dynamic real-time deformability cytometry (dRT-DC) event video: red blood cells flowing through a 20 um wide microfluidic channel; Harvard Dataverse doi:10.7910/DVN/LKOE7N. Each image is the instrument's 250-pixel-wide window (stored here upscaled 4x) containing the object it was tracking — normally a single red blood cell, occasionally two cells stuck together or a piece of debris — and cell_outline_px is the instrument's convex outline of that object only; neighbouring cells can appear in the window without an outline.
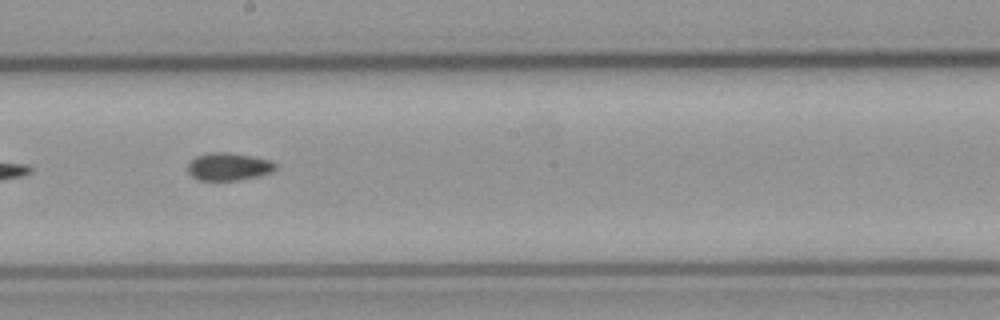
{"species": "common noctule bat (a hibernating species)", "species_latin": "Nyctalus noctula", "temperature_condition": "cold", "stored_images_in_passage": 14, "segment_of_instrument_passage": [2, 2], "camera_frame_rate_fps": 3000, "um_per_image_px": 0.085, "animal": {"sex": "male", "body_mass_g": 23.1, "forearm_length_mm": 52.7}, "frame": {"image": 1, "passage_image": 8, "time_ms": 9.333, "image_size_px": [1000, 320], "cell_outline_px": [[276, 168], [272, 172], [260, 176], [240, 180], [200, 180], [192, 176], [188, 172], [188, 164], [196, 156], [208, 152], [228, 152], [256, 156], [272, 160], [276, 164]], "centroid_in_image_um": [19.48, 14.15], "position_along_channel_um": 228.7, "area_um2": 14.39}}
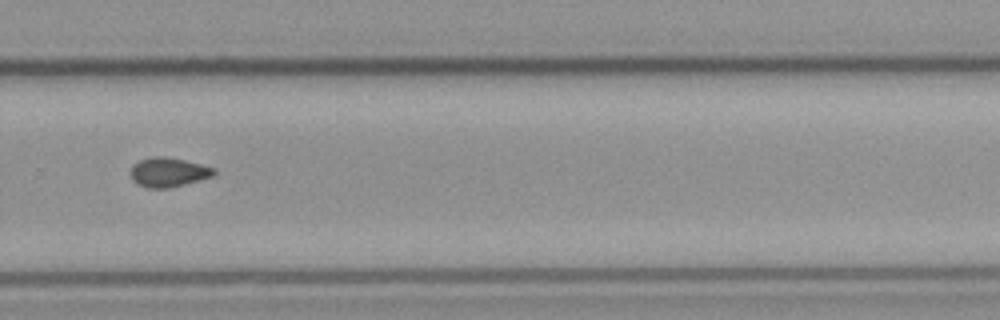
{"frame": {"image": 2, "passage_image": 10, "time_ms": 11.667, "image_size_px": [1000, 320], "cell_outline_px": [[216, 172], [212, 176], [200, 180], [168, 188], [148, 188], [136, 184], [132, 180], [132, 168], [140, 160], [152, 156], [164, 156], [184, 160], [216, 168]], "centroid_in_image_um": [14.33, 14.64], "position_along_channel_um": 315.5, "area_um2": 14.1}}